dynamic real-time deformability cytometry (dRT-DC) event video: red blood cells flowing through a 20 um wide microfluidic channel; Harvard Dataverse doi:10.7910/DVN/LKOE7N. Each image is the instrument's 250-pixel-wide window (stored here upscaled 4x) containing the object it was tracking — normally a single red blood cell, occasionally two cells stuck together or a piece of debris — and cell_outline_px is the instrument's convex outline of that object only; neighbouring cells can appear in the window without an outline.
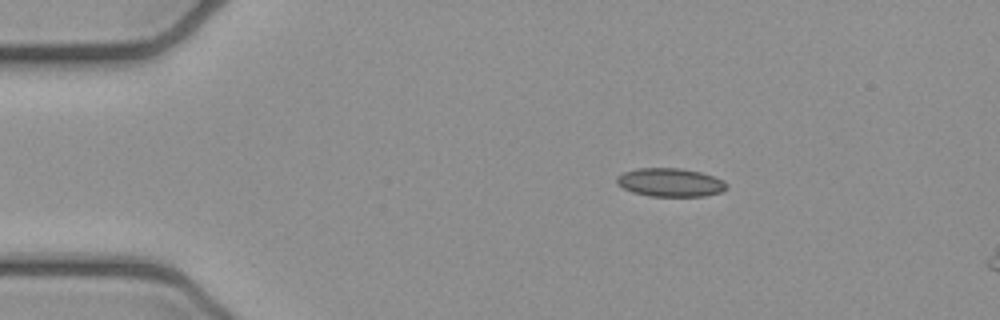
{"species": "common noctule bat (a hibernating species)", "species_latin": "Nyctalus noctula", "temperature_condition": "cold", "stored_images_in_passage": 3, "camera_frame_rate_fps": 3000, "um_per_image_px": 0.085, "animal": {"sex": "female", "body_mass_g": 21.9}, "frame": {"image": 1, "passage_image": 2, "time_ms": 0.333, "image_size_px": [1000, 320], "cell_outline_px": [[728, 188], [720, 192], [704, 196], [648, 196], [632, 192], [624, 188], [616, 180], [616, 176], [624, 172], [636, 168], [680, 168], [700, 172], [724, 180], [728, 184]], "centroid_in_image_um": [56.99, 15.5], "position_along_channel_um": 28.0, "area_um2": 18.21}}